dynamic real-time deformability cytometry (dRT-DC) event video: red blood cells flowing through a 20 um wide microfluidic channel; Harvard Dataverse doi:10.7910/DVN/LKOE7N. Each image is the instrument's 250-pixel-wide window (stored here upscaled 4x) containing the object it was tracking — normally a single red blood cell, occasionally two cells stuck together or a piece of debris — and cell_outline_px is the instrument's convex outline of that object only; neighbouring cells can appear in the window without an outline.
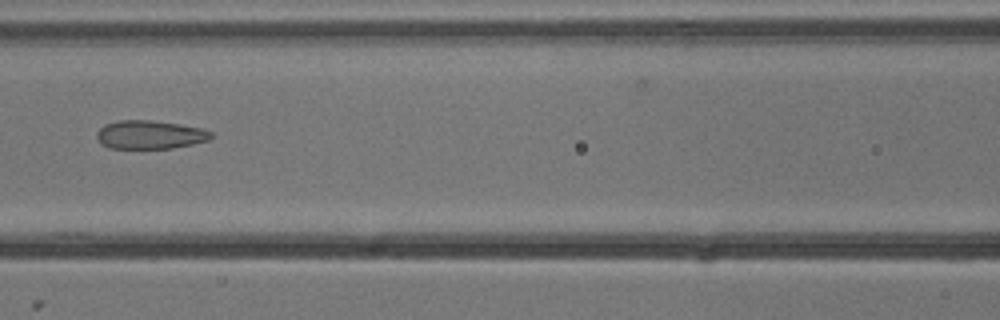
{"species": "common noctule bat (a hibernating species)", "species_latin": "Nyctalus noctula", "temperature_condition": "cold", "stored_images_in_passage": 6, "camera_frame_rate_fps": 3000, "um_per_image_px": 0.085, "animal": {"sex": "male", "body_mass_g": 13.3}, "frame": {"image": 1, "passage_image": 6, "time_ms": 1.667, "image_size_px": [1000, 320], "cell_outline_px": [[212, 136], [208, 140], [192, 144], [172, 148], [112, 148], [104, 144], [96, 136], [96, 132], [104, 124], [116, 120], [152, 120], [180, 124], [204, 128], [212, 132]], "centroid_in_image_um": [12.76, 11.43], "position_along_channel_um": 153.8, "area_um2": 18.96}}